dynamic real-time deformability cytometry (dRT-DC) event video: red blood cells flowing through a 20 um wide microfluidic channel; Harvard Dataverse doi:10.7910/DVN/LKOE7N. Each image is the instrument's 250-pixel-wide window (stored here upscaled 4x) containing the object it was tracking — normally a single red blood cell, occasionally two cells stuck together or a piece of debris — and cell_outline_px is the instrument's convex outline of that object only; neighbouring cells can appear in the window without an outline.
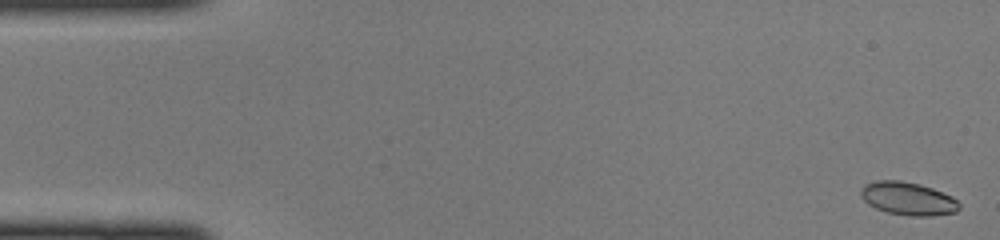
{"species": "common noctule bat (a hibernating species)", "species_latin": "Nyctalus noctula", "temperature_condition": "cold", "stored_images_in_passage": 47, "camera_frame_rate_fps": 3000, "um_per_image_px": 0.085, "animal": {"sex": "female", "body_mass_g": 22.0, "forearm_length_mm": 56.7}, "frame": {"image": 1, "passage_image": 1, "time_ms": 0.0, "image_size_px": [1000, 240], "cell_outline_px": [[960, 208], [956, 212], [932, 216], [908, 216], [888, 212], [876, 208], [868, 204], [860, 196], [860, 188], [864, 184], [876, 180], [900, 180], [920, 184], [932, 188], [952, 196], [960, 204]], "centroid_in_image_um": [77.16, 16.87], "position_along_channel_um": 7.8, "area_um2": 19.13}}
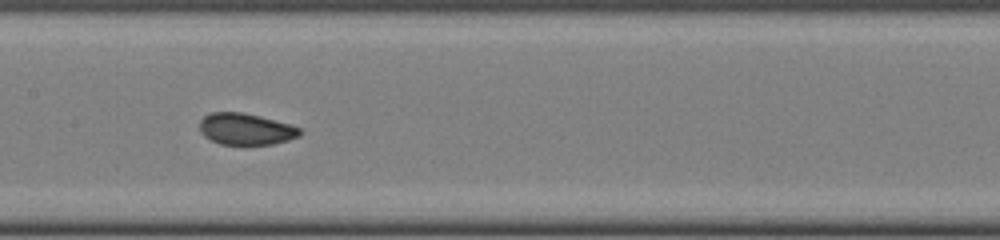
{"frame": {"image": 2, "passage_image": 23, "time_ms": 7.333, "image_size_px": [1000, 240], "cell_outline_px": [[304, 132], [300, 136], [288, 140], [272, 144], [220, 144], [204, 136], [200, 132], [200, 120], [204, 116], [212, 112], [244, 112], [260, 116], [288, 124], [300, 128]], "centroid_in_image_um": [20.9, 10.96], "position_along_channel_um": 186.5, "area_um2": 18.38}}
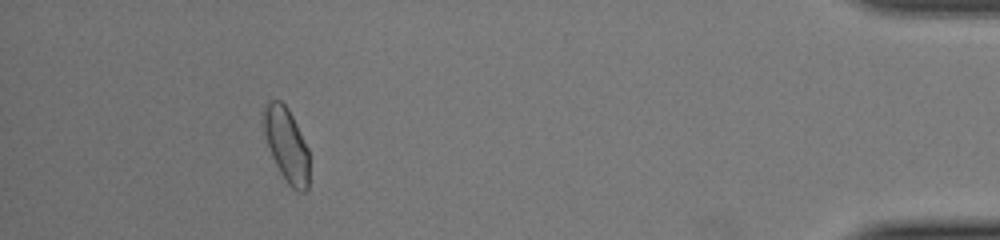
{"frame": {"image": 3, "passage_image": 43, "time_ms": 14.0, "image_size_px": [1000, 240], "cell_outline_px": [[308, 188], [304, 192], [300, 192], [292, 188], [288, 184], [280, 172], [272, 156], [264, 132], [264, 108], [268, 100], [280, 100], [288, 108], [308, 148]], "centroid_in_image_um": [24.36, 12.31], "position_along_channel_um": 410.8, "area_um2": 19.31}}